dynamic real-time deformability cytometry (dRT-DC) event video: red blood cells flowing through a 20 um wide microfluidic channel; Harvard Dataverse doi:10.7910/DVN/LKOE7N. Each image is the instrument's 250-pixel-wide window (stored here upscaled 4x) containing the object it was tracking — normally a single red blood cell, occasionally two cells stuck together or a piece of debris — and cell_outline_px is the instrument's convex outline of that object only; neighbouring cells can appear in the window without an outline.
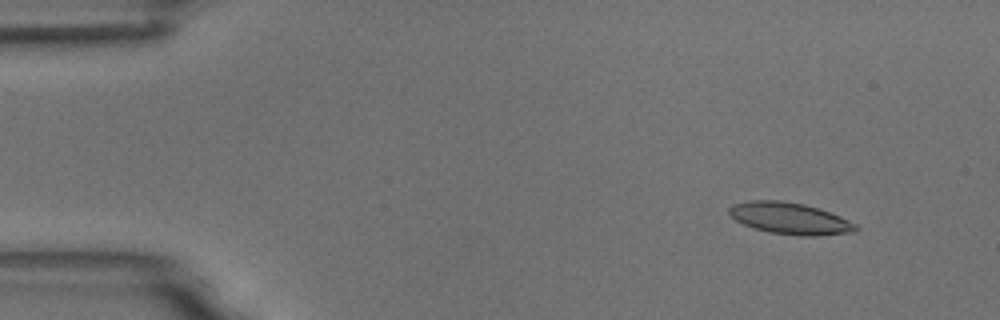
{"species": "common noctule bat (a hibernating species)", "species_latin": "Nyctalus noctula", "temperature_condition": "room temperature", "stored_images_in_passage": 4, "camera_frame_rate_fps": 3000, "um_per_image_px": 0.085, "animal": {"sex": "male", "body_mass_g": 18.8}, "frame": {"image": 1, "passage_image": 2, "time_ms": 1.0, "image_size_px": [1000, 320], "cell_outline_px": [[860, 228], [856, 232], [816, 236], [800, 236], [768, 232], [744, 224], [736, 220], [728, 212], [728, 208], [732, 204], [748, 200], [780, 200], [804, 204], [820, 208], [840, 216], [856, 224]], "centroid_in_image_um": [67.17, 18.56], "position_along_channel_um": 17.8, "area_um2": 23.52}}